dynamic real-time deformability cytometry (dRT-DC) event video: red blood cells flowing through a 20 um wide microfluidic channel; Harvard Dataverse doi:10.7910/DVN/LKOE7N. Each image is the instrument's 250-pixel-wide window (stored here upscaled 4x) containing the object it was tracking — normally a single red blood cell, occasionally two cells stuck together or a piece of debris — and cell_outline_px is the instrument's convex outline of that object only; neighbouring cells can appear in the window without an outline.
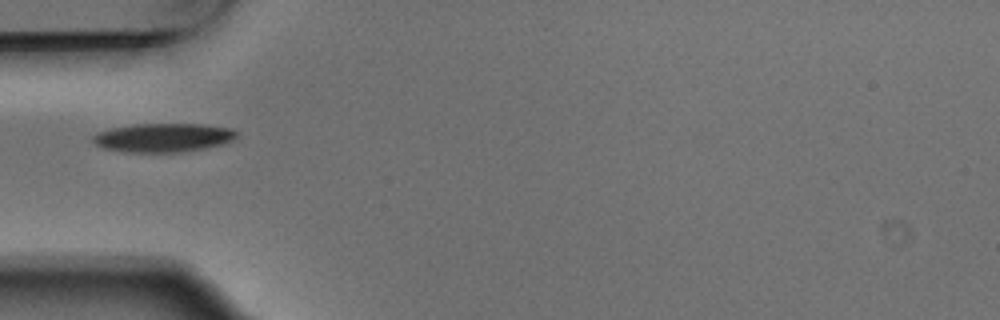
{"species": "Egyptian fruit bat (a non-hibernating species)", "species_latin": "Rousettus aegyptiacus", "temperature_condition": "warm", "stored_images_in_passage": 7, "camera_frame_rate_fps": 3000, "um_per_image_px": 0.085, "animal": {"sex": "male"}, "frame": {"image": 1, "passage_image": 5, "time_ms": 1.333, "image_size_px": [1000, 320], "cell_outline_px": [[236, 136], [232, 140], [224, 144], [184, 152], [124, 152], [104, 148], [96, 144], [92, 140], [92, 136], [96, 132], [112, 128], [132, 124], [200, 124], [232, 128], [236, 132]], "centroid_in_image_um": [13.85, 11.7], "position_along_channel_um": 71.1, "area_um2": 24.16}}
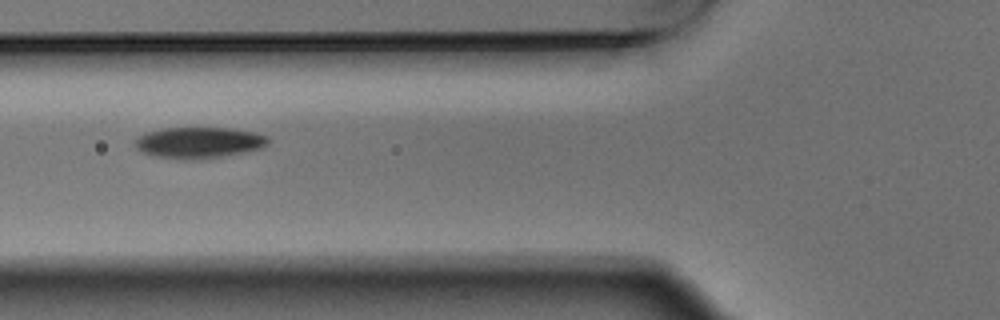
{"frame": {"image": 2, "passage_image": 6, "time_ms": 1.667, "image_size_px": [1000, 320], "cell_outline_px": [[268, 144], [260, 148], [200, 160], [184, 160], [156, 156], [144, 152], [136, 148], [136, 140], [140, 136], [148, 132], [160, 128], [232, 128], [256, 132], [268, 136]], "centroid_in_image_um": [16.92, 12.11], "position_along_channel_um": 108.9, "area_um2": 23.93}}
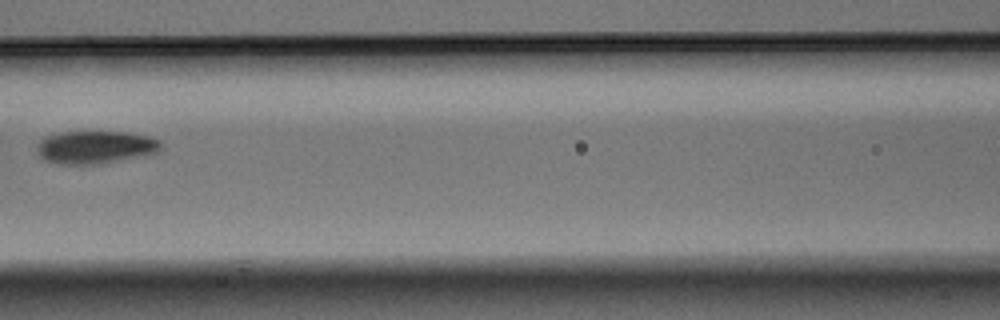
{"frame": {"image": 3, "passage_image": 7, "time_ms": 2.0, "image_size_px": [1000, 320], "cell_outline_px": [[160, 148], [156, 152], [144, 156], [100, 164], [56, 164], [44, 160], [36, 152], [36, 144], [44, 136], [60, 132], [128, 132], [148, 136], [160, 140]], "centroid_in_image_um": [8.06, 12.52], "position_along_channel_um": 158.5, "area_um2": 23.99}}